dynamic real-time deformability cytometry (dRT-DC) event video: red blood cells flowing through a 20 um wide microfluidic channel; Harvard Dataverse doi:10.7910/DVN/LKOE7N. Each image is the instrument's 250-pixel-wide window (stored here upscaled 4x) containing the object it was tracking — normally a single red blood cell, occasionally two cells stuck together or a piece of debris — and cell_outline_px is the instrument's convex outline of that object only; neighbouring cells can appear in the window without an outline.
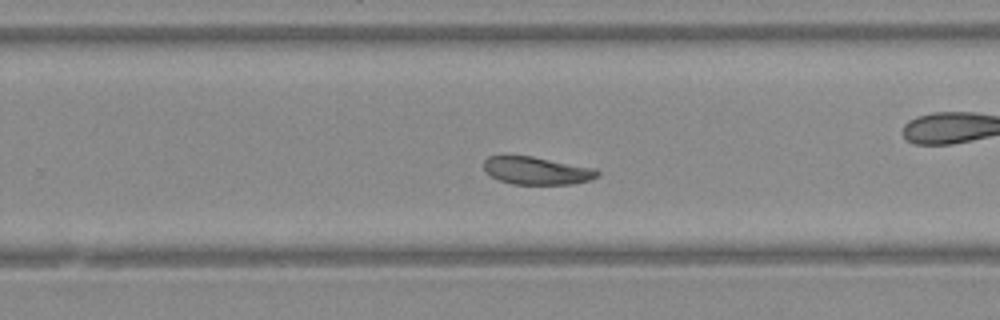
{"species": "Egyptian fruit bat (a non-hibernating species)", "species_latin": "Rousettus aegyptiacus", "temperature_condition": "warm", "stored_images_in_passage": 27, "camera_frame_rate_fps": 3000, "um_per_image_px": 0.085, "animal": {"sex": "female"}, "frame": {"image": 1, "passage_image": 12, "time_ms": 3.667, "image_size_px": [1000, 320], "cell_outline_px": [[600, 176], [592, 180], [572, 184], [512, 184], [500, 180], [492, 176], [484, 168], [484, 160], [488, 156], [532, 156], [596, 168], [600, 172]], "centroid_in_image_um": [45.7, 14.51], "position_along_channel_um": 284.1, "area_um2": 18.38}}